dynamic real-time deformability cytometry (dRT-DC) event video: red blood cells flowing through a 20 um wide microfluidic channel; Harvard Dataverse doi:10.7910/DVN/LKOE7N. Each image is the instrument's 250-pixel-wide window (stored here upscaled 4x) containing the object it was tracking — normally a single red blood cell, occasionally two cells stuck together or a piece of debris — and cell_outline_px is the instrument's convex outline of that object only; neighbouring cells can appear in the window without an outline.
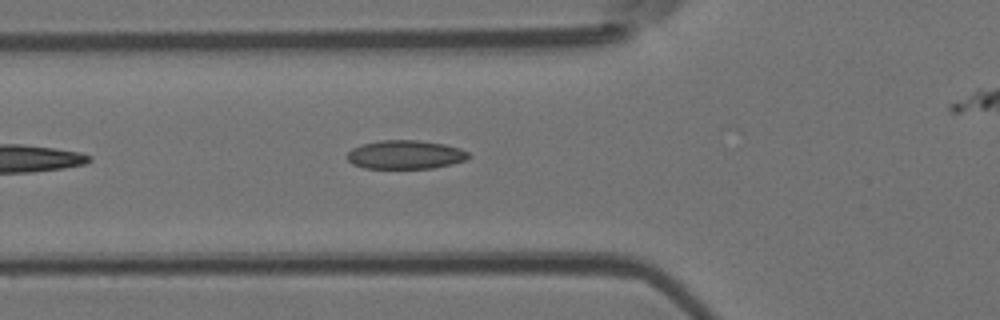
{"species": "Egyptian fruit bat (a non-hibernating species)", "species_latin": "Rousettus aegyptiacus", "temperature_condition": "room temperature", "stored_images_in_passage": 7, "camera_frame_rate_fps": 3000, "um_per_image_px": 0.085, "animal": {"sex": "female"}, "frame": {"image": 1, "passage_image": 6, "time_ms": 5.667, "image_size_px": [1000, 320], "cell_outline_px": [[472, 156], [468, 160], [452, 164], [432, 168], [364, 168], [352, 164], [348, 160], [348, 152], [352, 148], [360, 144], [380, 140], [416, 140], [444, 144], [460, 148], [468, 152]], "centroid_in_image_um": [34.48, 13.14], "position_along_channel_um": 91.3, "area_um2": 20.46}}